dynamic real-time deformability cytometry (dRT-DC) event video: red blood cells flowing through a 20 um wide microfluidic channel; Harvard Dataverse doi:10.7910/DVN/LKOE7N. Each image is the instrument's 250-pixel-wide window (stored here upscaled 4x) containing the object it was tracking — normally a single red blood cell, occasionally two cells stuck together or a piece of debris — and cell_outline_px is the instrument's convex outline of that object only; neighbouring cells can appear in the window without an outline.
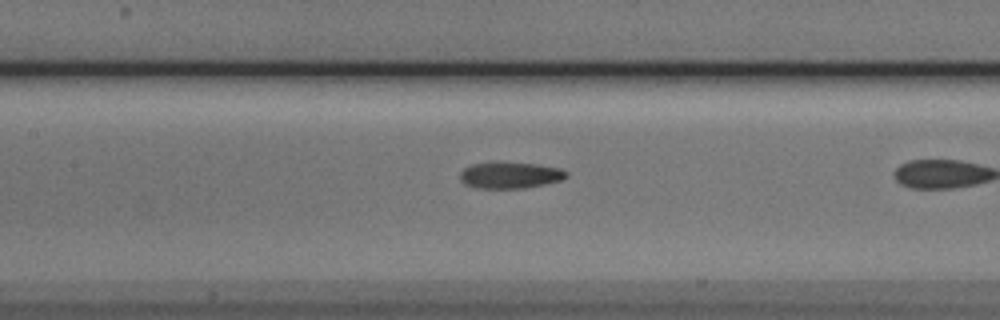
{"species": "Egyptian fruit bat (a non-hibernating species)", "species_latin": "Rousettus aegyptiacus", "temperature_condition": "cold", "stored_images_in_passage": 9, "camera_frame_rate_fps": 3000, "um_per_image_px": 0.085, "animal": {"sex": "male"}, "frame": {"image": 1, "passage_image": 8, "time_ms": 2.333, "image_size_px": [1000, 320], "cell_outline_px": [[568, 176], [560, 180], [544, 184], [524, 188], [476, 188], [464, 184], [460, 180], [460, 172], [464, 168], [472, 164], [496, 160], [536, 164], [560, 168], [568, 172]], "centroid_in_image_um": [43.32, 14.86], "position_along_channel_um": 164.1, "area_um2": 16.76}}